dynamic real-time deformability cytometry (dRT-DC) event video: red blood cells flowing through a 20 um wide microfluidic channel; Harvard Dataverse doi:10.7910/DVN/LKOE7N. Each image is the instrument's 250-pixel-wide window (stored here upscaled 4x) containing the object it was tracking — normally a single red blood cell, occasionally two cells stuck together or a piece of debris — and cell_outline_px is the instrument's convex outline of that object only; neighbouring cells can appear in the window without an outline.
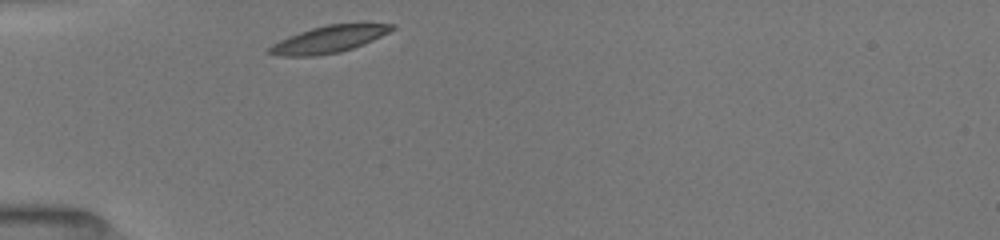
{"species": "common noctule bat (a hibernating species)", "species_latin": "Nyctalus noctula", "temperature_condition": "room temperature", "stored_images_in_passage": 3, "camera_frame_rate_fps": 3000, "um_per_image_px": 0.085, "animal": {"sex": "female", "body_mass_g": 19.5, "forearm_length_mm": 54.1}, "frame": {"image": 1, "passage_image": 1, "time_ms": 0.0, "image_size_px": [1000, 240], "cell_outline_px": [[396, 28], [364, 44], [340, 52], [316, 56], [276, 56], [268, 52], [268, 48], [272, 44], [288, 36], [312, 28], [328, 24], [396, 24]], "centroid_in_image_um": [27.92, 3.35], "position_along_channel_um": 57.1, "area_um2": 19.02}}